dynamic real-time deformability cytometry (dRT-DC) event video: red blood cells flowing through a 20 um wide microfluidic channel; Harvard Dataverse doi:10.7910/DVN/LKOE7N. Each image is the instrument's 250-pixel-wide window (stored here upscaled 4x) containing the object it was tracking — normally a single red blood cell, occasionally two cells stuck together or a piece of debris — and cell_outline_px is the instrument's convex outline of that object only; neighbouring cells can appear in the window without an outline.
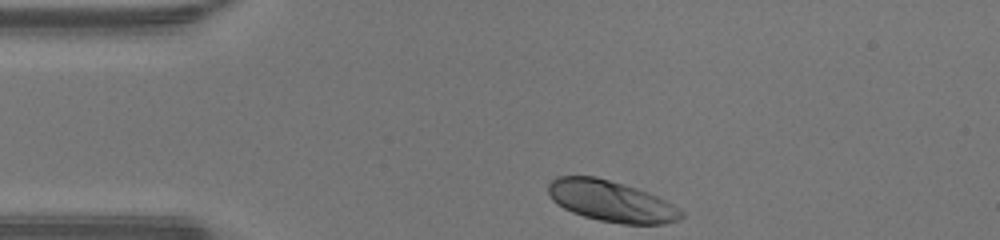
{"species": "human", "species_latin": "Homo sapiens", "temperature_condition": "warm", "stored_images_in_passage": 30, "camera_frame_rate_fps": 3000, "um_per_image_px": 0.085, "donor": {"sex": "male"}, "frame": {"image": 1, "passage_image": 1, "time_ms": 0.0, "image_size_px": [1000, 240], "cell_outline_px": [[684, 216], [676, 220], [664, 224], [624, 224], [600, 220], [584, 216], [572, 212], [564, 208], [552, 200], [548, 192], [548, 184], [556, 176], [596, 176], [636, 188], [648, 192], [672, 204], [684, 212]], "centroid_in_image_um": [51.94, 17.09], "position_along_channel_um": 33.1, "area_um2": 31.62}}
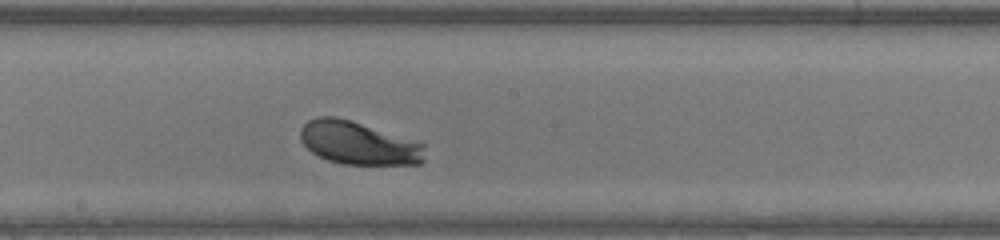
{"frame": {"image": 2, "passage_image": 17, "time_ms": 5.333, "image_size_px": [1000, 240], "cell_outline_px": [[424, 160], [420, 164], [344, 164], [328, 160], [312, 152], [300, 140], [300, 128], [308, 120], [316, 116], [336, 116], [416, 140], [424, 144]], "centroid_in_image_um": [30.46, 12.15], "position_along_channel_um": 217.7, "area_um2": 31.21}}
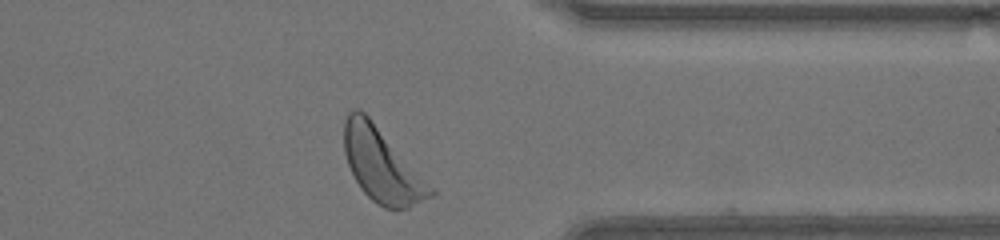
{"frame": {"image": 3, "passage_image": 29, "time_ms": 9.333, "image_size_px": [1000, 240], "cell_outline_px": [[436, 192], [432, 196], [408, 208], [396, 212], [384, 208], [376, 204], [360, 188], [348, 164], [344, 152], [344, 120], [348, 112], [352, 108], [360, 108], [368, 116], [436, 188]], "centroid_in_image_um": [32.49, 14.07], "position_along_channel_um": 378.9, "area_um2": 37.51}, "authors_computed_cell_mechanics": {"area_um2": 31.6166, "velocity_mm_per_s": 4.2676, "shape_relaxation_time_tau1_ms": 0.6192, "shape_relaxation_time_tau2_ms": null, "deformation_change_tau1": 0.1044, "deformation_change_tau2": null}}